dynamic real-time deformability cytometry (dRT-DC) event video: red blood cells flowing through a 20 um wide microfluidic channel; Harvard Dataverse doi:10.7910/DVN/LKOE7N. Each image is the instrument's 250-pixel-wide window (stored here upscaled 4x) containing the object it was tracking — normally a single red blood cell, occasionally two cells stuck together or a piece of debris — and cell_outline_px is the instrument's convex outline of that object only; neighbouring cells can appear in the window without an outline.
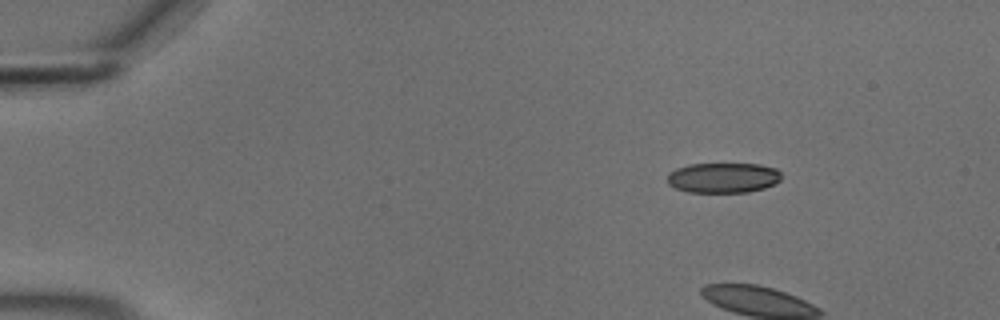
{"species": "common noctule bat (a hibernating species)", "species_latin": "Nyctalus noctula", "temperature_condition": "cold", "stored_images_in_passage": 4, "camera_frame_rate_fps": 3000, "um_per_image_px": 0.085, "animal": {"sex": "male", "body_mass_g": 18.8}, "frame": {"image": 1, "passage_image": 1, "time_ms": 0.0, "image_size_px": [1000, 320], "cell_outline_px": [[780, 180], [776, 184], [764, 188], [748, 192], [688, 192], [676, 188], [668, 184], [668, 172], [676, 168], [688, 164], [760, 164], [776, 168], [780, 172]], "centroid_in_image_um": [61.47, 15.1], "position_along_channel_um": 23.5, "area_um2": 20.17}}